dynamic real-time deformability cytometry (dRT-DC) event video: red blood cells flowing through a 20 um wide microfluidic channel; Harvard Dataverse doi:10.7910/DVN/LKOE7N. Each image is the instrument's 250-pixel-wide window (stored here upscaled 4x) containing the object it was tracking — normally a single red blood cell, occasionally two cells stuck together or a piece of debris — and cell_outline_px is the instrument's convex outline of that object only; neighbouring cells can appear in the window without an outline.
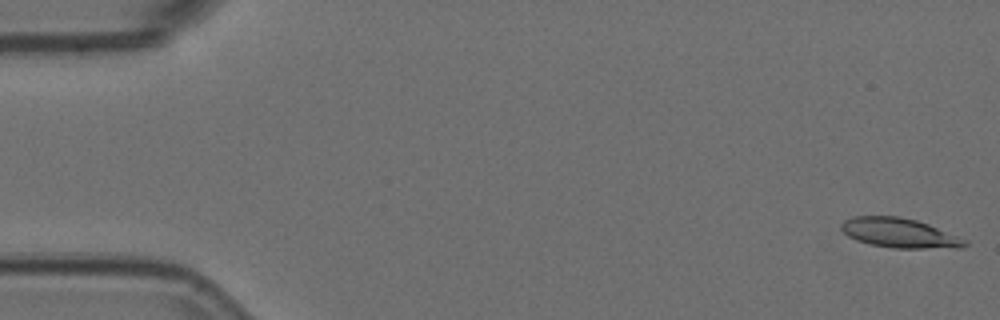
{"species": "Egyptian fruit bat (a non-hibernating species)", "species_latin": "Rousettus aegyptiacus", "temperature_condition": "room temperature", "stored_images_in_passage": 3, "camera_frame_rate_fps": 3000, "um_per_image_px": 0.085, "animal": {"sex": "female"}, "frame": {"image": 1, "passage_image": 1, "time_ms": 0.0, "image_size_px": [1000, 320], "cell_outline_px": [[968, 244], [964, 248], [896, 248], [872, 244], [856, 240], [848, 236], [840, 228], [840, 224], [844, 220], [852, 216], [900, 216], [916, 220], [928, 224], [968, 240]], "centroid_in_image_um": [76.47, 19.8], "position_along_channel_um": 8.5, "area_um2": 21.33}}